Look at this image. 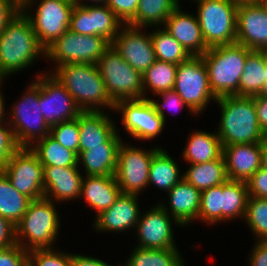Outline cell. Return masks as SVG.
<instances>
[{"label":"cell","instance_id":"6da1fadb","mask_svg":"<svg viewBox=\"0 0 267 266\" xmlns=\"http://www.w3.org/2000/svg\"><path fill=\"white\" fill-rule=\"evenodd\" d=\"M46 49L40 44L30 20L21 11L0 35V78L30 67Z\"/></svg>","mask_w":267,"mask_h":266},{"label":"cell","instance_id":"7a4b0ae2","mask_svg":"<svg viewBox=\"0 0 267 266\" xmlns=\"http://www.w3.org/2000/svg\"><path fill=\"white\" fill-rule=\"evenodd\" d=\"M55 67L50 74L66 88L82 111H101V106L114 110L115 103L106 90L97 64L66 63Z\"/></svg>","mask_w":267,"mask_h":266},{"label":"cell","instance_id":"3957f363","mask_svg":"<svg viewBox=\"0 0 267 266\" xmlns=\"http://www.w3.org/2000/svg\"><path fill=\"white\" fill-rule=\"evenodd\" d=\"M216 102L222 111L220 126L216 132L222 146L264 141L254 97L224 96L217 98Z\"/></svg>","mask_w":267,"mask_h":266},{"label":"cell","instance_id":"277c9868","mask_svg":"<svg viewBox=\"0 0 267 266\" xmlns=\"http://www.w3.org/2000/svg\"><path fill=\"white\" fill-rule=\"evenodd\" d=\"M250 52L244 45L234 43L211 47L201 56L216 98L239 96V80Z\"/></svg>","mask_w":267,"mask_h":266},{"label":"cell","instance_id":"5b68a950","mask_svg":"<svg viewBox=\"0 0 267 266\" xmlns=\"http://www.w3.org/2000/svg\"><path fill=\"white\" fill-rule=\"evenodd\" d=\"M58 217L52 200L45 197L32 200L22 219L15 226L16 243L28 252L34 249L53 248L52 243L59 234ZM26 238L27 240H24Z\"/></svg>","mask_w":267,"mask_h":266},{"label":"cell","instance_id":"8992f818","mask_svg":"<svg viewBox=\"0 0 267 266\" xmlns=\"http://www.w3.org/2000/svg\"><path fill=\"white\" fill-rule=\"evenodd\" d=\"M197 18L208 48L236 43L237 7L232 0H195Z\"/></svg>","mask_w":267,"mask_h":266},{"label":"cell","instance_id":"52a82bcc","mask_svg":"<svg viewBox=\"0 0 267 266\" xmlns=\"http://www.w3.org/2000/svg\"><path fill=\"white\" fill-rule=\"evenodd\" d=\"M111 100L144 99L143 77L111 45L96 63Z\"/></svg>","mask_w":267,"mask_h":266},{"label":"cell","instance_id":"ba28073f","mask_svg":"<svg viewBox=\"0 0 267 266\" xmlns=\"http://www.w3.org/2000/svg\"><path fill=\"white\" fill-rule=\"evenodd\" d=\"M26 89L21 101L13 105L12 118L9 115L8 121L20 148H29L50 133L39 105V82L33 81Z\"/></svg>","mask_w":267,"mask_h":266},{"label":"cell","instance_id":"9c48e42d","mask_svg":"<svg viewBox=\"0 0 267 266\" xmlns=\"http://www.w3.org/2000/svg\"><path fill=\"white\" fill-rule=\"evenodd\" d=\"M173 90L196 115L205 110L210 100H217L210 89L208 70L201 56H190L177 66Z\"/></svg>","mask_w":267,"mask_h":266},{"label":"cell","instance_id":"30bf717a","mask_svg":"<svg viewBox=\"0 0 267 266\" xmlns=\"http://www.w3.org/2000/svg\"><path fill=\"white\" fill-rule=\"evenodd\" d=\"M111 42L98 35H82L69 29L46 48L45 56L55 61L56 66L66 63L96 64Z\"/></svg>","mask_w":267,"mask_h":266},{"label":"cell","instance_id":"8fae6325","mask_svg":"<svg viewBox=\"0 0 267 266\" xmlns=\"http://www.w3.org/2000/svg\"><path fill=\"white\" fill-rule=\"evenodd\" d=\"M160 148L142 150L121 142L114 176L122 194L139 195L148 186L152 158Z\"/></svg>","mask_w":267,"mask_h":266},{"label":"cell","instance_id":"7c38bea8","mask_svg":"<svg viewBox=\"0 0 267 266\" xmlns=\"http://www.w3.org/2000/svg\"><path fill=\"white\" fill-rule=\"evenodd\" d=\"M38 3L35 16L27 10L21 11L30 20L40 44L46 49L69 29L75 4L71 0H39Z\"/></svg>","mask_w":267,"mask_h":266},{"label":"cell","instance_id":"4fadbf2b","mask_svg":"<svg viewBox=\"0 0 267 266\" xmlns=\"http://www.w3.org/2000/svg\"><path fill=\"white\" fill-rule=\"evenodd\" d=\"M2 171L21 194L31 200L44 197V167L30 148H19Z\"/></svg>","mask_w":267,"mask_h":266},{"label":"cell","instance_id":"5bb4252c","mask_svg":"<svg viewBox=\"0 0 267 266\" xmlns=\"http://www.w3.org/2000/svg\"><path fill=\"white\" fill-rule=\"evenodd\" d=\"M36 80L39 82V105L49 127L79 116L82 110L77 106L72 95L52 74H38Z\"/></svg>","mask_w":267,"mask_h":266},{"label":"cell","instance_id":"9a60e30c","mask_svg":"<svg viewBox=\"0 0 267 266\" xmlns=\"http://www.w3.org/2000/svg\"><path fill=\"white\" fill-rule=\"evenodd\" d=\"M114 111L122 113V124L126 132L139 140L154 139L165 125L147 97L119 101L115 104Z\"/></svg>","mask_w":267,"mask_h":266},{"label":"cell","instance_id":"2e32d148","mask_svg":"<svg viewBox=\"0 0 267 266\" xmlns=\"http://www.w3.org/2000/svg\"><path fill=\"white\" fill-rule=\"evenodd\" d=\"M123 23L106 5L75 4L70 17L69 30L82 35L103 36L110 42L117 36Z\"/></svg>","mask_w":267,"mask_h":266},{"label":"cell","instance_id":"e0dca14e","mask_svg":"<svg viewBox=\"0 0 267 266\" xmlns=\"http://www.w3.org/2000/svg\"><path fill=\"white\" fill-rule=\"evenodd\" d=\"M236 43L267 51V0L238 3Z\"/></svg>","mask_w":267,"mask_h":266},{"label":"cell","instance_id":"ac0fdd59","mask_svg":"<svg viewBox=\"0 0 267 266\" xmlns=\"http://www.w3.org/2000/svg\"><path fill=\"white\" fill-rule=\"evenodd\" d=\"M120 29L111 45L131 67L143 75L156 61L151 35L129 24H123Z\"/></svg>","mask_w":267,"mask_h":266},{"label":"cell","instance_id":"d6986e66","mask_svg":"<svg viewBox=\"0 0 267 266\" xmlns=\"http://www.w3.org/2000/svg\"><path fill=\"white\" fill-rule=\"evenodd\" d=\"M171 217V218H170ZM180 224L169 215L166 210L159 204L140 214L139 221L135 226L139 245L136 247L150 249H172L177 248L173 240L172 222ZM137 228V229H136Z\"/></svg>","mask_w":267,"mask_h":266},{"label":"cell","instance_id":"ffe728a7","mask_svg":"<svg viewBox=\"0 0 267 266\" xmlns=\"http://www.w3.org/2000/svg\"><path fill=\"white\" fill-rule=\"evenodd\" d=\"M264 142L223 146L228 180L247 182L261 168Z\"/></svg>","mask_w":267,"mask_h":266},{"label":"cell","instance_id":"44dd1931","mask_svg":"<svg viewBox=\"0 0 267 266\" xmlns=\"http://www.w3.org/2000/svg\"><path fill=\"white\" fill-rule=\"evenodd\" d=\"M184 13L180 5L171 12L164 22V29L173 36L191 56H202L206 46L197 16Z\"/></svg>","mask_w":267,"mask_h":266},{"label":"cell","instance_id":"7402d4cb","mask_svg":"<svg viewBox=\"0 0 267 266\" xmlns=\"http://www.w3.org/2000/svg\"><path fill=\"white\" fill-rule=\"evenodd\" d=\"M137 194H120L114 204L95 217L96 231L123 232L135 227L140 217Z\"/></svg>","mask_w":267,"mask_h":266},{"label":"cell","instance_id":"603a6c76","mask_svg":"<svg viewBox=\"0 0 267 266\" xmlns=\"http://www.w3.org/2000/svg\"><path fill=\"white\" fill-rule=\"evenodd\" d=\"M44 167V197L65 202L81 195L83 176L79 167Z\"/></svg>","mask_w":267,"mask_h":266},{"label":"cell","instance_id":"cb8c5ba5","mask_svg":"<svg viewBox=\"0 0 267 266\" xmlns=\"http://www.w3.org/2000/svg\"><path fill=\"white\" fill-rule=\"evenodd\" d=\"M168 193L170 210L168 211V206L165 204L161 203L160 205L167 213L171 214L181 225L180 227L190 225V222L198 219L201 200L200 190L183 178Z\"/></svg>","mask_w":267,"mask_h":266},{"label":"cell","instance_id":"d4e9b609","mask_svg":"<svg viewBox=\"0 0 267 266\" xmlns=\"http://www.w3.org/2000/svg\"><path fill=\"white\" fill-rule=\"evenodd\" d=\"M79 151L104 146L116 132L114 122L104 111H82L78 116Z\"/></svg>","mask_w":267,"mask_h":266},{"label":"cell","instance_id":"484cf974","mask_svg":"<svg viewBox=\"0 0 267 266\" xmlns=\"http://www.w3.org/2000/svg\"><path fill=\"white\" fill-rule=\"evenodd\" d=\"M121 137L117 132L104 146L90 147L87 151H79L78 165L85 167L86 175L107 176L114 175L117 167L118 149Z\"/></svg>","mask_w":267,"mask_h":266},{"label":"cell","instance_id":"4316f807","mask_svg":"<svg viewBox=\"0 0 267 266\" xmlns=\"http://www.w3.org/2000/svg\"><path fill=\"white\" fill-rule=\"evenodd\" d=\"M120 194L114 175H86L85 179H82L80 197H84L97 215L110 208Z\"/></svg>","mask_w":267,"mask_h":266},{"label":"cell","instance_id":"83f0119b","mask_svg":"<svg viewBox=\"0 0 267 266\" xmlns=\"http://www.w3.org/2000/svg\"><path fill=\"white\" fill-rule=\"evenodd\" d=\"M183 150L184 160L189 164H199L219 159L223 154V146L217 133L194 131L187 139Z\"/></svg>","mask_w":267,"mask_h":266},{"label":"cell","instance_id":"f1b7e54d","mask_svg":"<svg viewBox=\"0 0 267 266\" xmlns=\"http://www.w3.org/2000/svg\"><path fill=\"white\" fill-rule=\"evenodd\" d=\"M265 61L266 51H251L247 55L239 80V96L254 97L263 94L266 87Z\"/></svg>","mask_w":267,"mask_h":266},{"label":"cell","instance_id":"f546056e","mask_svg":"<svg viewBox=\"0 0 267 266\" xmlns=\"http://www.w3.org/2000/svg\"><path fill=\"white\" fill-rule=\"evenodd\" d=\"M183 178L200 191L220 185L228 180L223 155L205 163L191 164Z\"/></svg>","mask_w":267,"mask_h":266},{"label":"cell","instance_id":"4dcf8cb0","mask_svg":"<svg viewBox=\"0 0 267 266\" xmlns=\"http://www.w3.org/2000/svg\"><path fill=\"white\" fill-rule=\"evenodd\" d=\"M29 147L43 166L78 167V155L62 146L50 134Z\"/></svg>","mask_w":267,"mask_h":266},{"label":"cell","instance_id":"1f68e13d","mask_svg":"<svg viewBox=\"0 0 267 266\" xmlns=\"http://www.w3.org/2000/svg\"><path fill=\"white\" fill-rule=\"evenodd\" d=\"M178 6L179 0H139L136 15L128 24L143 30L146 26L158 27Z\"/></svg>","mask_w":267,"mask_h":266},{"label":"cell","instance_id":"d6a6232c","mask_svg":"<svg viewBox=\"0 0 267 266\" xmlns=\"http://www.w3.org/2000/svg\"><path fill=\"white\" fill-rule=\"evenodd\" d=\"M32 200L18 192L3 171H0V215L15 226L28 209Z\"/></svg>","mask_w":267,"mask_h":266},{"label":"cell","instance_id":"836d02e7","mask_svg":"<svg viewBox=\"0 0 267 266\" xmlns=\"http://www.w3.org/2000/svg\"><path fill=\"white\" fill-rule=\"evenodd\" d=\"M178 168L177 163L167 154L166 150L160 148L152 158L148 185L154 184L160 190L168 192L183 179Z\"/></svg>","mask_w":267,"mask_h":266},{"label":"cell","instance_id":"e575fe53","mask_svg":"<svg viewBox=\"0 0 267 266\" xmlns=\"http://www.w3.org/2000/svg\"><path fill=\"white\" fill-rule=\"evenodd\" d=\"M248 198L247 182L227 180L222 183V222L244 218Z\"/></svg>","mask_w":267,"mask_h":266},{"label":"cell","instance_id":"d590c367","mask_svg":"<svg viewBox=\"0 0 267 266\" xmlns=\"http://www.w3.org/2000/svg\"><path fill=\"white\" fill-rule=\"evenodd\" d=\"M123 266H184L177 248L150 249L136 247Z\"/></svg>","mask_w":267,"mask_h":266},{"label":"cell","instance_id":"8d00e7d4","mask_svg":"<svg viewBox=\"0 0 267 266\" xmlns=\"http://www.w3.org/2000/svg\"><path fill=\"white\" fill-rule=\"evenodd\" d=\"M177 64L156 60L142 75L144 98L146 90L149 89L154 94L174 88ZM146 89V90H145Z\"/></svg>","mask_w":267,"mask_h":266},{"label":"cell","instance_id":"74e56055","mask_svg":"<svg viewBox=\"0 0 267 266\" xmlns=\"http://www.w3.org/2000/svg\"><path fill=\"white\" fill-rule=\"evenodd\" d=\"M150 35L156 60L179 65L191 56L164 28H158Z\"/></svg>","mask_w":267,"mask_h":266},{"label":"cell","instance_id":"f35d334b","mask_svg":"<svg viewBox=\"0 0 267 266\" xmlns=\"http://www.w3.org/2000/svg\"><path fill=\"white\" fill-rule=\"evenodd\" d=\"M245 220L258 241H267V198L249 197Z\"/></svg>","mask_w":267,"mask_h":266},{"label":"cell","instance_id":"ab89813d","mask_svg":"<svg viewBox=\"0 0 267 266\" xmlns=\"http://www.w3.org/2000/svg\"><path fill=\"white\" fill-rule=\"evenodd\" d=\"M217 224L222 221V184L201 191L198 221Z\"/></svg>","mask_w":267,"mask_h":266},{"label":"cell","instance_id":"60d3db41","mask_svg":"<svg viewBox=\"0 0 267 266\" xmlns=\"http://www.w3.org/2000/svg\"><path fill=\"white\" fill-rule=\"evenodd\" d=\"M49 134L65 148L74 151L77 155L79 154L80 135L78 117L50 127Z\"/></svg>","mask_w":267,"mask_h":266},{"label":"cell","instance_id":"b9f144b4","mask_svg":"<svg viewBox=\"0 0 267 266\" xmlns=\"http://www.w3.org/2000/svg\"><path fill=\"white\" fill-rule=\"evenodd\" d=\"M64 253L52 248L31 250L28 252L29 266H72L71 253Z\"/></svg>","mask_w":267,"mask_h":266},{"label":"cell","instance_id":"7bdbcfd3","mask_svg":"<svg viewBox=\"0 0 267 266\" xmlns=\"http://www.w3.org/2000/svg\"><path fill=\"white\" fill-rule=\"evenodd\" d=\"M10 127L9 123L0 122V171L3 170L11 156L20 148L15 139L13 129Z\"/></svg>","mask_w":267,"mask_h":266},{"label":"cell","instance_id":"ee69618b","mask_svg":"<svg viewBox=\"0 0 267 266\" xmlns=\"http://www.w3.org/2000/svg\"><path fill=\"white\" fill-rule=\"evenodd\" d=\"M29 257L21 245L15 244L6 249H0V266H28Z\"/></svg>","mask_w":267,"mask_h":266},{"label":"cell","instance_id":"f6af8a7d","mask_svg":"<svg viewBox=\"0 0 267 266\" xmlns=\"http://www.w3.org/2000/svg\"><path fill=\"white\" fill-rule=\"evenodd\" d=\"M139 0H108L107 6L115 16L125 24H128L136 15Z\"/></svg>","mask_w":267,"mask_h":266},{"label":"cell","instance_id":"bcb514c9","mask_svg":"<svg viewBox=\"0 0 267 266\" xmlns=\"http://www.w3.org/2000/svg\"><path fill=\"white\" fill-rule=\"evenodd\" d=\"M157 96L163 97V101L160 104L157 100L150 99L151 103L153 104L156 112L162 117L164 122L166 121L165 119V111L164 109L167 108H182L183 106H186L185 108L189 109L191 112L195 114L187 105L186 103L180 98V96L173 90H167V91H162L159 94H156ZM164 107V108H163ZM179 108V109H180ZM175 110V109H174Z\"/></svg>","mask_w":267,"mask_h":266},{"label":"cell","instance_id":"7dc6e473","mask_svg":"<svg viewBox=\"0 0 267 266\" xmlns=\"http://www.w3.org/2000/svg\"><path fill=\"white\" fill-rule=\"evenodd\" d=\"M249 197L267 198V170L260 168L247 181Z\"/></svg>","mask_w":267,"mask_h":266},{"label":"cell","instance_id":"c3c4849f","mask_svg":"<svg viewBox=\"0 0 267 266\" xmlns=\"http://www.w3.org/2000/svg\"><path fill=\"white\" fill-rule=\"evenodd\" d=\"M19 12L21 5L16 0H0V35Z\"/></svg>","mask_w":267,"mask_h":266},{"label":"cell","instance_id":"681fc988","mask_svg":"<svg viewBox=\"0 0 267 266\" xmlns=\"http://www.w3.org/2000/svg\"><path fill=\"white\" fill-rule=\"evenodd\" d=\"M16 243V227L0 215V249L9 248Z\"/></svg>","mask_w":267,"mask_h":266},{"label":"cell","instance_id":"f907efd6","mask_svg":"<svg viewBox=\"0 0 267 266\" xmlns=\"http://www.w3.org/2000/svg\"><path fill=\"white\" fill-rule=\"evenodd\" d=\"M248 259L250 266H267V241L257 240Z\"/></svg>","mask_w":267,"mask_h":266},{"label":"cell","instance_id":"816d5d0a","mask_svg":"<svg viewBox=\"0 0 267 266\" xmlns=\"http://www.w3.org/2000/svg\"><path fill=\"white\" fill-rule=\"evenodd\" d=\"M255 106L257 110L258 122L261 130L267 132V95L260 94L254 96Z\"/></svg>","mask_w":267,"mask_h":266},{"label":"cell","instance_id":"f5cc1de1","mask_svg":"<svg viewBox=\"0 0 267 266\" xmlns=\"http://www.w3.org/2000/svg\"><path fill=\"white\" fill-rule=\"evenodd\" d=\"M71 265L72 266H112L101 259L93 257L71 254Z\"/></svg>","mask_w":267,"mask_h":266},{"label":"cell","instance_id":"db71d44e","mask_svg":"<svg viewBox=\"0 0 267 266\" xmlns=\"http://www.w3.org/2000/svg\"><path fill=\"white\" fill-rule=\"evenodd\" d=\"M2 80L0 81V85L2 84ZM5 102H4V99H3V94L1 93V89H0V122H4V116H5Z\"/></svg>","mask_w":267,"mask_h":266},{"label":"cell","instance_id":"11a10c76","mask_svg":"<svg viewBox=\"0 0 267 266\" xmlns=\"http://www.w3.org/2000/svg\"><path fill=\"white\" fill-rule=\"evenodd\" d=\"M261 168L267 170V147L263 145L261 152Z\"/></svg>","mask_w":267,"mask_h":266},{"label":"cell","instance_id":"9f6ffc18","mask_svg":"<svg viewBox=\"0 0 267 266\" xmlns=\"http://www.w3.org/2000/svg\"><path fill=\"white\" fill-rule=\"evenodd\" d=\"M18 3L21 5V10H28V9H30L31 6H33L34 4H36L34 2V0H18Z\"/></svg>","mask_w":267,"mask_h":266},{"label":"cell","instance_id":"6f0895ef","mask_svg":"<svg viewBox=\"0 0 267 266\" xmlns=\"http://www.w3.org/2000/svg\"><path fill=\"white\" fill-rule=\"evenodd\" d=\"M72 1L74 2V4H77V5H81V6L85 5L84 0H83L82 4H81L82 0H72ZM87 1L88 2L89 1L90 2H94L95 3L94 5H96V3H97V5H99V3L101 2V5H103V4H107L108 0H87Z\"/></svg>","mask_w":267,"mask_h":266},{"label":"cell","instance_id":"680465c9","mask_svg":"<svg viewBox=\"0 0 267 266\" xmlns=\"http://www.w3.org/2000/svg\"><path fill=\"white\" fill-rule=\"evenodd\" d=\"M264 75H265V80H266V87L264 89L263 94L267 95V51H266V61H265Z\"/></svg>","mask_w":267,"mask_h":266},{"label":"cell","instance_id":"91938a15","mask_svg":"<svg viewBox=\"0 0 267 266\" xmlns=\"http://www.w3.org/2000/svg\"><path fill=\"white\" fill-rule=\"evenodd\" d=\"M235 1L237 3H244V2H252V1H257V0H232Z\"/></svg>","mask_w":267,"mask_h":266},{"label":"cell","instance_id":"94428289","mask_svg":"<svg viewBox=\"0 0 267 266\" xmlns=\"http://www.w3.org/2000/svg\"><path fill=\"white\" fill-rule=\"evenodd\" d=\"M264 145L267 147V132L264 133Z\"/></svg>","mask_w":267,"mask_h":266}]
</instances>
